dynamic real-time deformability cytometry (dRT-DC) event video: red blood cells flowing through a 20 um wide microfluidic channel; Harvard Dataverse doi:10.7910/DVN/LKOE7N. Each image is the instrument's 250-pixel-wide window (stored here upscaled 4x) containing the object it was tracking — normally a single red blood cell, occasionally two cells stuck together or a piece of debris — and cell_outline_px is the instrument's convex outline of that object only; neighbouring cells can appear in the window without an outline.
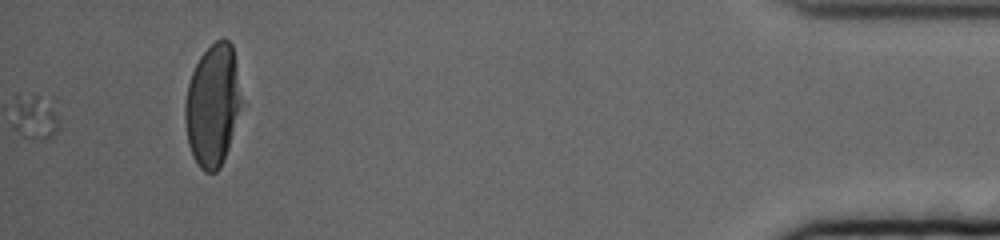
{"species": "human", "species_latin": "Homo sapiens", "temperature_condition": "cold", "stored_images_in_passage": 59, "camera_frame_rate_fps": 3000, "um_per_image_px": 0.085, "donor": {"sex": "female"}, "frame": {"image": 1, "passage_image": 59, "time_ms": 19.333, "image_size_px": [1000, 240], "cell_outline_px": [[244, 104], [228, 148], [216, 172], [204, 172], [200, 168], [188, 144], [184, 120], [184, 104], [188, 84], [192, 72], [200, 56], [216, 40], [224, 36], [232, 44]], "centroid_in_image_um": [18.1, 8.91], "position_along_channel_um": 417.1, "area_um2": 40.46}}